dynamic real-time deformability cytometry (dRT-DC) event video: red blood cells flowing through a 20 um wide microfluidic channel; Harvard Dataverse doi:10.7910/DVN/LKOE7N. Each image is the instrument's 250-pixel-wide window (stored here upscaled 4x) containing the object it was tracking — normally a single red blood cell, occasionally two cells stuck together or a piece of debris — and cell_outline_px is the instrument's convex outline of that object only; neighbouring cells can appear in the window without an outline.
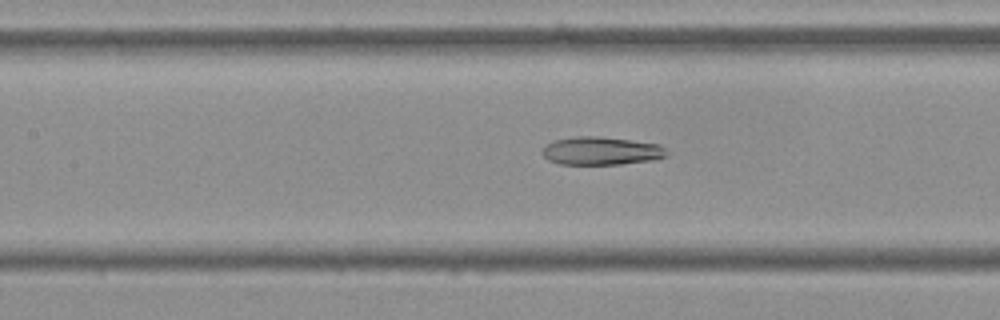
{"species": "Egyptian fruit bat (a non-hibernating species)", "species_latin": "Rousettus aegyptiacus", "temperature_condition": "cold", "stored_images_in_passage": 56, "camera_frame_rate_fps": 3000, "um_per_image_px": 0.085, "frame": {"image": 1, "passage_image": 25, "time_ms": 8.0, "image_size_px": [1000, 320], "cell_outline_px": [[672, 152], [668, 156], [656, 160], [620, 164], [560, 164], [548, 160], [540, 152], [548, 144], [556, 140], [576, 136], [600, 136], [660, 144], [668, 148]], "centroid_in_image_um": [51.21, 12.83], "position_along_channel_um": 156.2, "area_um2": 20.69}}
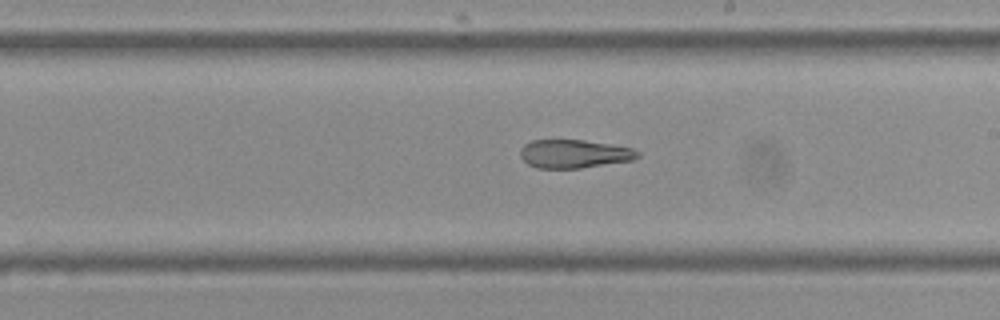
{"frame": {"image": 2, "passage_image": 32, "time_ms": 10.333, "image_size_px": [1000, 320], "cell_outline_px": [[640, 156], [632, 160], [580, 168], [536, 168], [528, 164], [520, 156], [520, 148], [524, 144], [532, 140], [584, 140], [632, 148], [640, 152]], "centroid_in_image_um": [48.78, 13.07], "position_along_channel_um": 240.2, "area_um2": 19.36}}
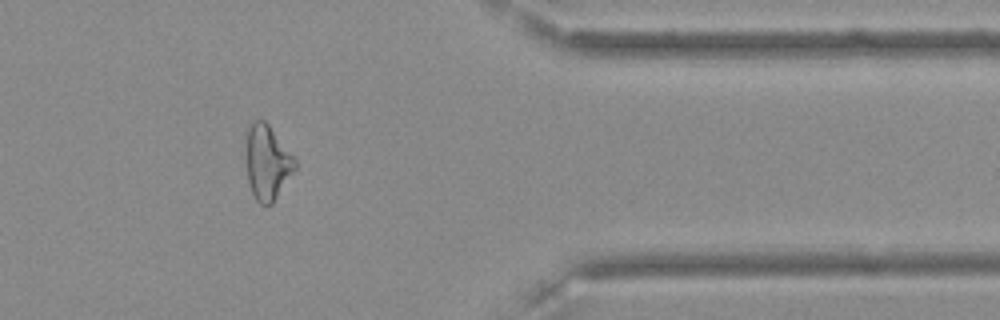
{"frame": {"image": 3, "passage_image": 46, "time_ms": 15.0, "image_size_px": [1000, 320], "cell_outline_px": [[296, 168], [272, 204], [260, 204], [256, 200], [252, 192], [248, 180], [248, 128], [252, 120], [264, 120], [268, 124], [296, 160]], "centroid_in_image_um": [22.74, 13.82], "position_along_channel_um": 388.7, "area_um2": 20.58}, "authors_computed_cell_mechanics": {"area_um2": 22.6865, "velocity_mm_per_s": 3.6083, "shape_relaxation_time_tau1_ms": null, "shape_relaxation_time_tau2_ms": 3.903, "deformation_change_tau1": null, "deformation_change_tau2": 0.1142}}